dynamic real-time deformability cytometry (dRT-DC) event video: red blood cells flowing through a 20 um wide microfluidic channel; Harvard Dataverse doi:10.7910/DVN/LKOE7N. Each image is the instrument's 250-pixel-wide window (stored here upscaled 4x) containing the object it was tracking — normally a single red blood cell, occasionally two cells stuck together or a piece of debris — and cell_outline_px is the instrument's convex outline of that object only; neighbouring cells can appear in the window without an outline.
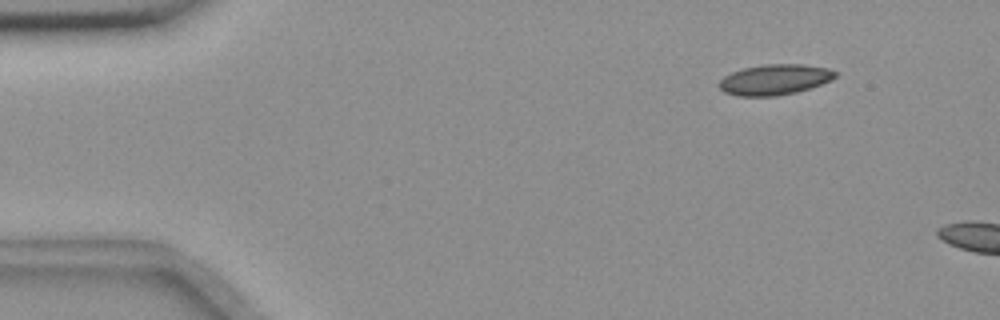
{"species": "common noctule bat (a hibernating species)", "species_latin": "Nyctalus noctula", "temperature_condition": "room temperature", "stored_images_in_passage": 4, "camera_frame_rate_fps": 3000, "um_per_image_px": 0.085, "animal": {"sex": "female", "body_mass_g": 18.4}, "frame": {"image": 1, "passage_image": 2, "time_ms": 1.333, "image_size_px": [1000, 320], "cell_outline_px": [[836, 76], [832, 80], [796, 92], [776, 96], [740, 96], [724, 92], [720, 88], [720, 80], [724, 76], [732, 72], [744, 68], [764, 64], [804, 64], [828, 68], [836, 72]], "centroid_in_image_um": [65.85, 6.76], "position_along_channel_um": 19.1, "area_um2": 20.52}}